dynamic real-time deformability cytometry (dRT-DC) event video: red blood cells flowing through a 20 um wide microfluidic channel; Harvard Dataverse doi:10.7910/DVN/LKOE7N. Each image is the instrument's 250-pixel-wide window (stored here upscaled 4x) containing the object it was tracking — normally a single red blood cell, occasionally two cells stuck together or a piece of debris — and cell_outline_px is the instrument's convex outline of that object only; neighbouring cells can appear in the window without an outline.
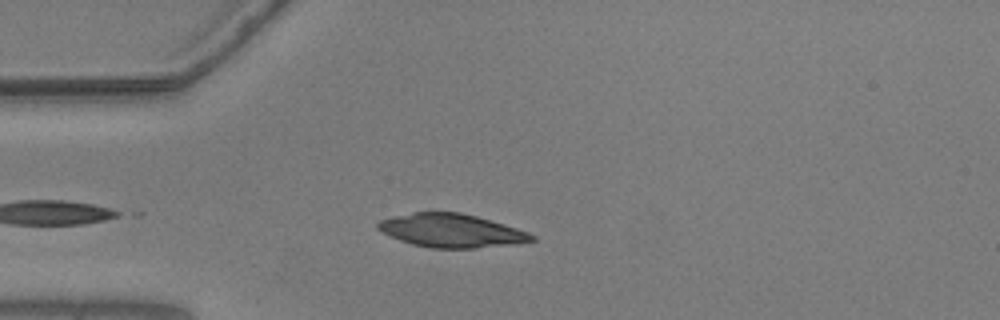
{"species": "common noctule bat (a hibernating species)", "species_latin": "Nyctalus noctula", "temperature_condition": "warm", "stored_images_in_passage": 16, "camera_frame_rate_fps": 3000, "um_per_image_px": 0.085, "animal": {"sex": "male", "body_mass_g": 20.5, "forearm_length_mm": 52.5}, "frame": {"image": 1, "passage_image": 7, "time_ms": 2.0, "image_size_px": [1000, 320], "cell_outline_px": [[536, 240], [516, 244], [476, 248], [432, 248], [412, 244], [400, 240], [376, 228], [376, 224], [380, 220], [412, 212], [460, 212], [476, 216], [504, 224], [528, 232], [536, 236]], "centroid_in_image_um": [38.4, 19.6], "position_along_channel_um": 46.6, "area_um2": 29.82}}
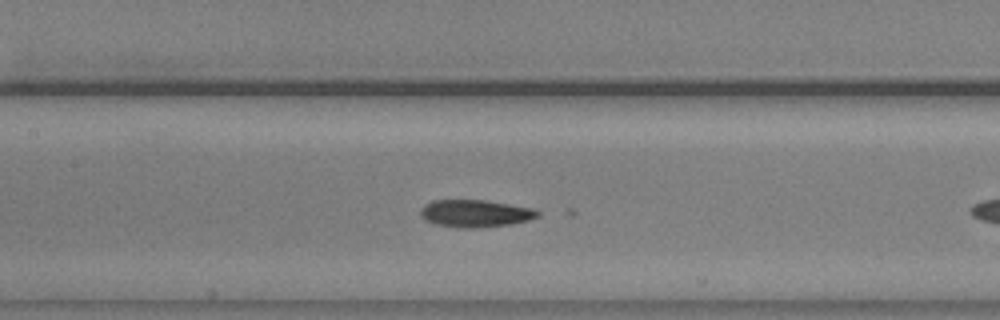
{"frame": {"image": 2, "passage_image": 14, "time_ms": 4.333, "image_size_px": [1000, 320], "cell_outline_px": [[540, 216], [528, 220], [512, 224], [484, 228], [460, 228], [436, 224], [424, 220], [420, 216], [420, 208], [424, 204], [432, 200], [484, 200], [532, 208], [540, 212]], "centroid_in_image_um": [40.37, 18.15], "position_along_channel_um": 167.0, "area_um2": 18.9}}